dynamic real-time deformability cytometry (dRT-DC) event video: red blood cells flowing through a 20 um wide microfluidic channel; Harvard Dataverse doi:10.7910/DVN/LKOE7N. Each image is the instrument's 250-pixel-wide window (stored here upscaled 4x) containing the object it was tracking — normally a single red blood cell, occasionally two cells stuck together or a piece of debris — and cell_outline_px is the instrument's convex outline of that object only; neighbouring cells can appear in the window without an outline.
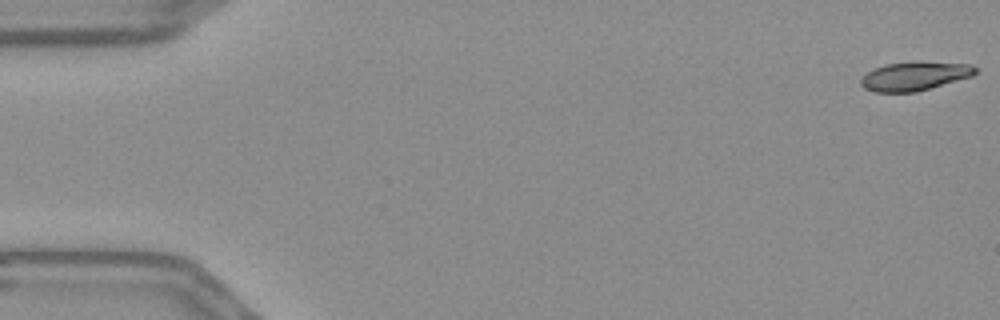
{"species": "Egyptian fruit bat (a non-hibernating species)", "species_latin": "Rousettus aegyptiacus", "temperature_condition": "warm", "stored_images_in_passage": 55, "camera_frame_rate_fps": 3000, "um_per_image_px": 0.085, "frame": {"image": 1, "passage_image": 1, "time_ms": 0.0, "image_size_px": [1000, 320], "cell_outline_px": [[976, 72], [972, 76], [916, 92], [876, 92], [864, 88], [860, 84], [860, 80], [868, 72], [876, 68], [888, 64], [972, 64], [976, 68]], "centroid_in_image_um": [77.71, 6.52], "position_along_channel_um": 7.3, "area_um2": 18.09}}
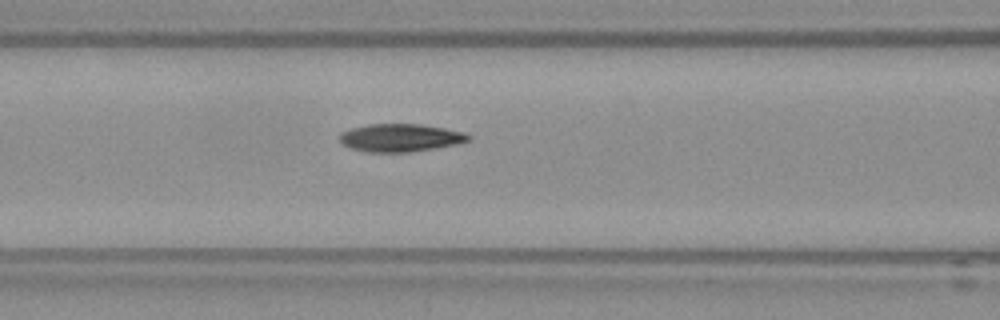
{"frame": {"image": 2, "passage_image": 23, "time_ms": 7.333, "image_size_px": [1000, 320], "cell_outline_px": [[472, 140], [456, 144], [408, 152], [364, 152], [348, 148], [340, 144], [340, 132], [352, 128], [368, 124], [420, 124], [444, 128], [464, 132], [472, 136]], "centroid_in_image_um": [34.0, 11.71], "position_along_channel_um": 132.6, "area_um2": 21.04}}
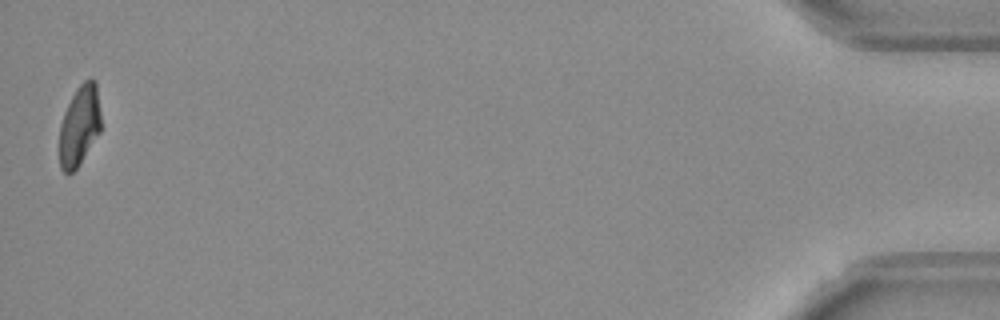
{"frame": {"image": 3, "passage_image": 55, "time_ms": 18.0, "image_size_px": [1000, 320], "cell_outline_px": [[100, 132], [76, 168], [68, 176], [60, 168], [60, 124], [64, 112], [76, 88], [84, 80], [92, 76], [96, 80], [100, 112]], "centroid_in_image_um": [6.76, 10.64], "position_along_channel_um": 428.4, "area_um2": 19.42}, "authors_computed_cell_mechanics": {"area_um2": 20.6924, "velocity_mm_per_s": 3.669, "shape_relaxation_time_tau1_ms": null, "shape_relaxation_time_tau2_ms": 2.4526, "deformation_change_tau1": null, "deformation_change_tau2": 0.0737}}